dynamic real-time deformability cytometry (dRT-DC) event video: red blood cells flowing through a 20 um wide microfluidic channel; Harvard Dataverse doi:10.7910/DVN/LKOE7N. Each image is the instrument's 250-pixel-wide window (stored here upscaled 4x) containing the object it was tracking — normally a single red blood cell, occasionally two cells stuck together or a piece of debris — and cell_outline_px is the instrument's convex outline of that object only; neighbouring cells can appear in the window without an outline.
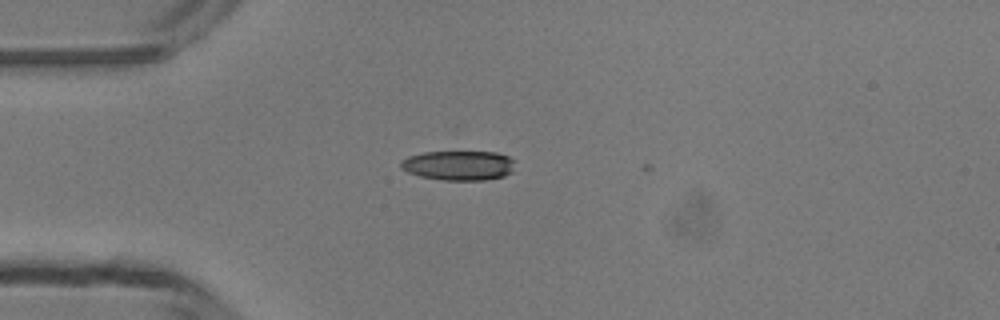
{"species": "common noctule bat (a hibernating species)", "species_latin": "Nyctalus noctula", "temperature_condition": "room temperature", "stored_images_in_passage": 7, "camera_frame_rate_fps": 3000, "um_per_image_px": 0.085, "animal": {"sex": "male", "body_mass_g": 13.3}, "frame": {"image": 1, "passage_image": 3, "time_ms": 0.667, "image_size_px": [1000, 320], "cell_outline_px": [[516, 160], [512, 172], [504, 176], [484, 180], [444, 180], [420, 176], [408, 172], [400, 168], [400, 160], [408, 156], [424, 152], [496, 152], [508, 156]], "centroid_in_image_um": [39.0, 14.06], "position_along_channel_um": 46.0, "area_um2": 19.88}}